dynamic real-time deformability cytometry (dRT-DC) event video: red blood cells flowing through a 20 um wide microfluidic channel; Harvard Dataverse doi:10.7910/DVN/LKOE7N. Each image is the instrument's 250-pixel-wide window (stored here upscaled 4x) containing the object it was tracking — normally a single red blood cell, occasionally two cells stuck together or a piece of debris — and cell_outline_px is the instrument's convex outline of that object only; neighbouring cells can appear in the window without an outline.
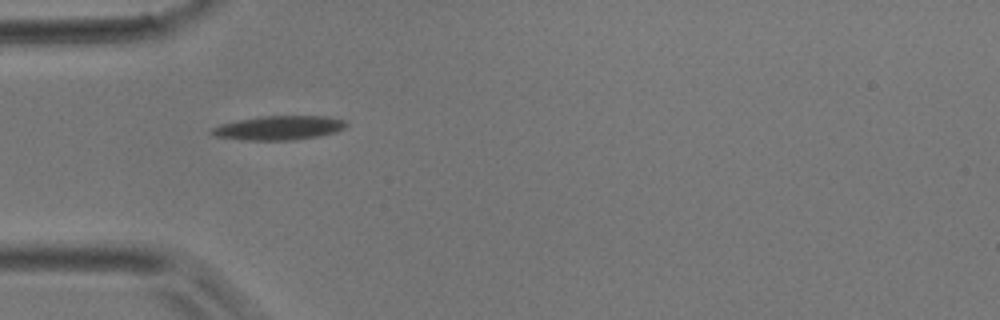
{"species": "common noctule bat (a hibernating species)", "species_latin": "Nyctalus noctula", "temperature_condition": "room temperature", "stored_images_in_passage": 2, "camera_frame_rate_fps": 3000, "um_per_image_px": 0.085, "animal": {"sex": "male", "body_mass_g": 17.9}, "frame": {"image": 1, "passage_image": 1, "time_ms": 0.0, "image_size_px": [1000, 320], "cell_outline_px": [[348, 124], [344, 128], [336, 132], [320, 136], [296, 140], [244, 140], [216, 136], [208, 132], [212, 128], [220, 124], [236, 120], [260, 116], [324, 116], [344, 120]], "centroid_in_image_um": [23.7, 10.87], "position_along_channel_um": 61.3, "area_um2": 19.02}}
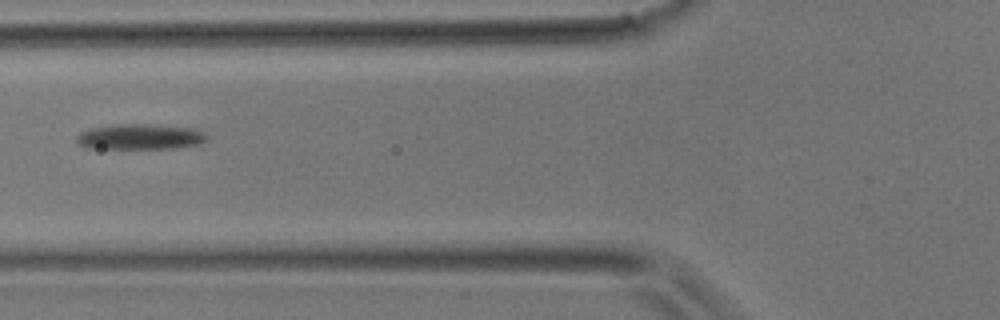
{"frame": {"image": 2, "passage_image": 2, "time_ms": 0.333, "image_size_px": [1000, 320], "cell_outline_px": [[208, 136], [200, 144], [176, 148], [88, 148], [80, 144], [76, 140], [76, 136], [80, 132], [92, 128], [120, 124], [144, 124], [188, 128], [200, 132]], "centroid_in_image_um": [11.86, 11.63], "position_along_channel_um": 113.9, "area_um2": 18.84}}